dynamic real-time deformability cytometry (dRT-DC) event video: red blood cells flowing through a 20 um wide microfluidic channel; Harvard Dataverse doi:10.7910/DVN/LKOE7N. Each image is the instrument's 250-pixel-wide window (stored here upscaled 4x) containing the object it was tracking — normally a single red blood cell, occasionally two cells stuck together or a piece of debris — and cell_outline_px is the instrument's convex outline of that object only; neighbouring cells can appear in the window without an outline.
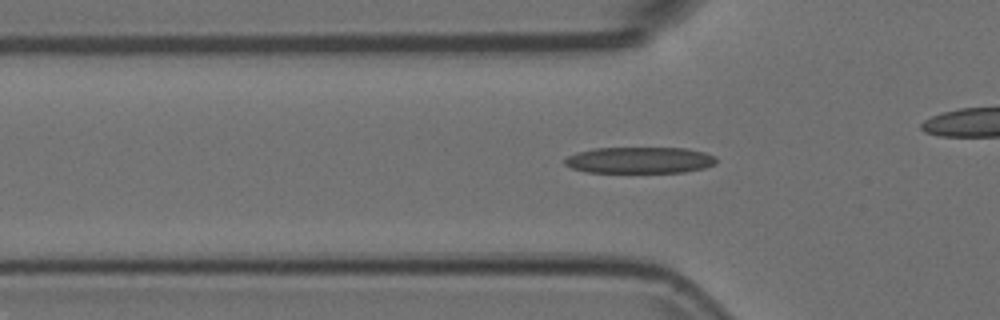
{"species": "Egyptian fruit bat (a non-hibernating species)", "species_latin": "Rousettus aegyptiacus", "temperature_condition": "room temperature", "stored_images_in_passage": 43, "camera_frame_rate_fps": 3000, "um_per_image_px": 0.085, "animal": {"sex": "female"}, "frame": {"image": 1, "passage_image": 5, "time_ms": 1.333, "image_size_px": [1000, 320], "cell_outline_px": [[716, 164], [704, 168], [684, 172], [588, 172], [572, 168], [564, 164], [564, 160], [568, 156], [576, 152], [592, 148], [688, 148], [704, 152], [716, 156]], "centroid_in_image_um": [54.38, 13.61], "position_along_channel_um": 71.4, "area_um2": 23.35}}
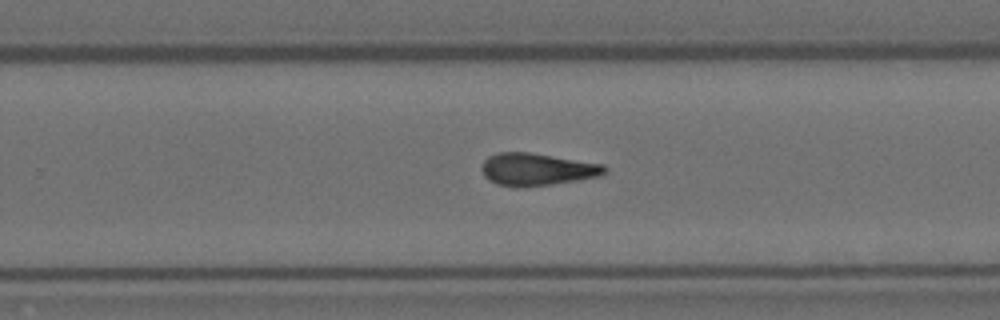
{"frame": {"image": 2, "passage_image": 22, "time_ms": 7.0, "image_size_px": [1000, 320], "cell_outline_px": [[608, 168], [600, 176], [552, 184], [524, 188], [516, 188], [496, 184], [488, 180], [484, 176], [480, 168], [484, 160], [488, 156], [496, 152], [528, 152], [604, 164]], "centroid_in_image_um": [45.58, 14.4], "position_along_channel_um": 284.2, "area_um2": 23.47}}
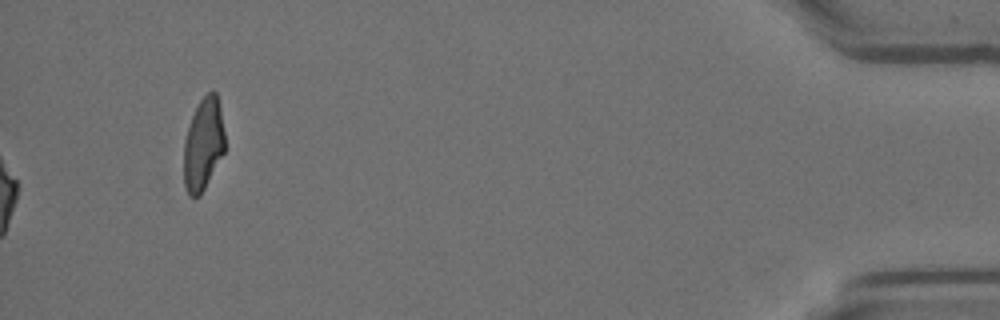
{"frame": {"image": 3, "passage_image": 43, "time_ms": 14.0, "image_size_px": [1000, 320], "cell_outline_px": [[224, 152], [200, 196], [188, 196], [184, 184], [184, 140], [192, 116], [200, 100], [212, 88], [216, 92], [220, 108], [224, 132]], "centroid_in_image_um": [17.27, 12.26], "position_along_channel_um": 417.9, "area_um2": 21.91}}